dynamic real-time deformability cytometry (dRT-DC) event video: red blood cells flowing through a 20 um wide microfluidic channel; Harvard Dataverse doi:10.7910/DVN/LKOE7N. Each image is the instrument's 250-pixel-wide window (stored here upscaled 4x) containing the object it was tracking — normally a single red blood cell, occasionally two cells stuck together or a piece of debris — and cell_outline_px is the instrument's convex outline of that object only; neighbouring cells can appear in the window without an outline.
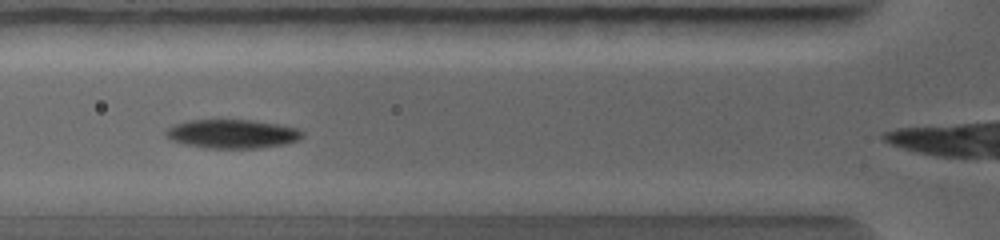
{"species": "common noctule bat (a hibernating species)", "species_latin": "Nyctalus noctula", "temperature_condition": "warm", "stored_images_in_passage": 16, "camera_frame_rate_fps": 5000, "um_per_image_px": 0.085, "animal": {"sex": "female", "body_mass_g": 19.0, "forearm_length_mm": 56.7}, "frame": {"image": 1, "passage_image": 4, "time_ms": 1.2, "image_size_px": [1000, 240], "cell_outline_px": [[304, 136], [300, 140], [284, 144], [260, 148], [204, 148], [184, 144], [172, 140], [164, 136], [164, 132], [172, 124], [188, 120], [256, 120], [280, 124], [300, 128], [304, 132]], "centroid_in_image_um": [19.77, 11.37], "position_along_channel_um": 106.0, "area_um2": 23.41}}
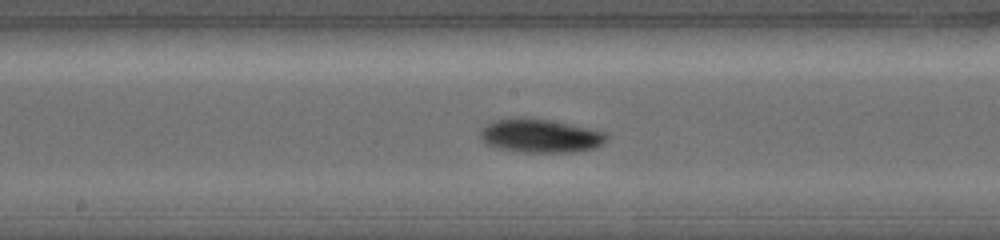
{"frame": {"image": 2, "passage_image": 9, "time_ms": 2.8, "image_size_px": [1000, 240], "cell_outline_px": [[608, 140], [604, 144], [596, 148], [576, 152], [516, 152], [496, 148], [484, 144], [480, 140], [480, 132], [488, 124], [496, 120], [548, 120], [608, 132]], "centroid_in_image_um": [45.99, 11.6], "position_along_channel_um": 202.2, "area_um2": 24.39}}
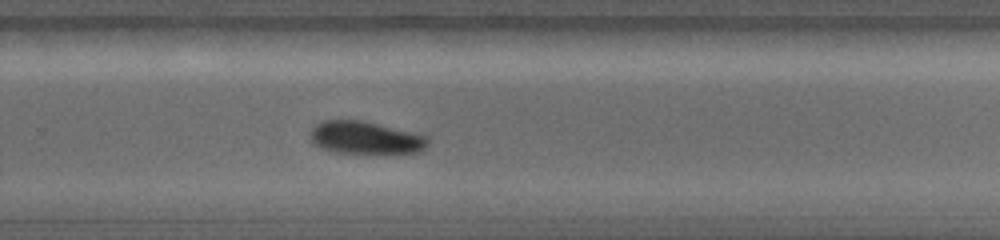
{"frame": {"image": 3, "passage_image": 12, "time_ms": 4.4, "image_size_px": [1000, 240], "cell_outline_px": [[432, 140], [420, 152], [384, 156], [336, 152], [320, 148], [312, 140], [312, 128], [316, 124], [324, 120], [360, 120], [412, 132], [428, 136]], "centroid_in_image_um": [31.16, 11.76], "position_along_channel_um": 298.6, "area_um2": 23.06}}